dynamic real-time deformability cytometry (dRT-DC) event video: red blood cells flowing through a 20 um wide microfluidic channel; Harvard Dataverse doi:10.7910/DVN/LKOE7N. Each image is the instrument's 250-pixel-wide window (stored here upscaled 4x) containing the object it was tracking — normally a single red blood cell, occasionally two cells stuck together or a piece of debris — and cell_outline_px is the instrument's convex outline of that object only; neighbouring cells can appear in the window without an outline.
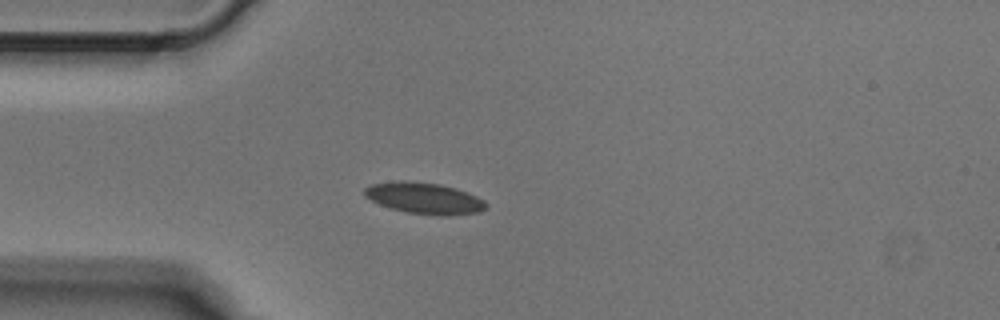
{"species": "Egyptian fruit bat (a non-hibernating species)", "species_latin": "Rousettus aegyptiacus", "temperature_condition": "cold", "stored_images_in_passage": 3, "camera_frame_rate_fps": 3000, "um_per_image_px": 0.085, "animal": {"sex": "male"}, "frame": {"image": 1, "passage_image": 2, "time_ms": 0.333, "image_size_px": [1000, 320], "cell_outline_px": [[488, 208], [480, 212], [448, 216], [440, 216], [408, 212], [392, 208], [380, 204], [364, 196], [364, 188], [372, 184], [400, 180], [412, 180], [440, 184], [456, 188], [468, 192], [484, 200], [488, 204]], "centroid_in_image_um": [36.11, 16.84], "position_along_channel_um": 48.9, "area_um2": 22.37}}